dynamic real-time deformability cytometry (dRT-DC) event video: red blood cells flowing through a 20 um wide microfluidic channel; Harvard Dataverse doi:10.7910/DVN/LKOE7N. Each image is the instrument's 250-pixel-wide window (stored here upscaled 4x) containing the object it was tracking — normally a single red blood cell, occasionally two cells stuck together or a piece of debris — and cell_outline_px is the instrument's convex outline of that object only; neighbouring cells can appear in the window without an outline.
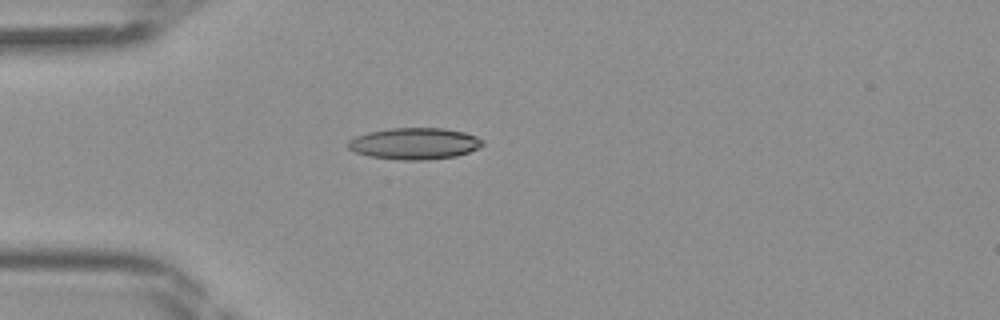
{"species": "Egyptian fruit bat (a non-hibernating species)", "species_latin": "Rousettus aegyptiacus", "temperature_condition": "room temperature", "stored_images_in_passage": 33, "camera_frame_rate_fps": 3000, "um_per_image_px": 0.085, "frame": {"image": 1, "passage_image": 1, "time_ms": 0.0, "image_size_px": [1000, 320], "cell_outline_px": [[484, 144], [468, 152], [456, 156], [428, 160], [404, 160], [368, 156], [356, 152], [348, 148], [348, 140], [356, 136], [368, 132], [392, 128], [444, 128], [464, 132], [476, 136], [484, 140]], "centroid_in_image_um": [35.24, 12.2], "position_along_channel_um": 49.8, "area_um2": 24.68}}
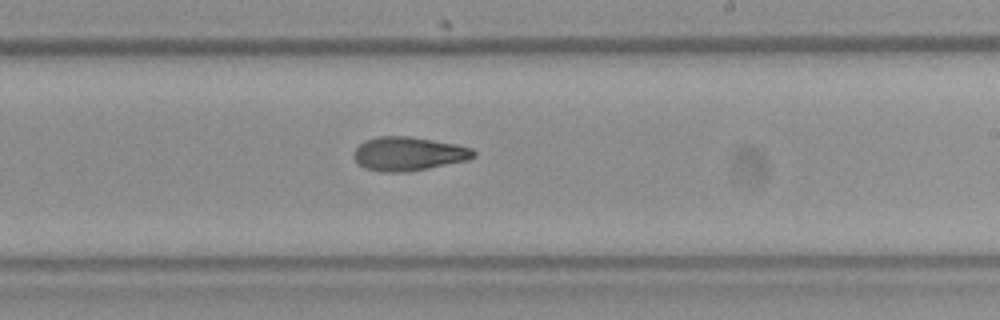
{"frame": {"image": 2, "passage_image": 15, "time_ms": 4.667, "image_size_px": [1000, 320], "cell_outline_px": [[476, 156], [468, 160], [408, 172], [380, 172], [364, 168], [352, 156], [356, 148], [364, 140], [376, 136], [408, 136], [456, 144], [472, 148], [476, 152]], "centroid_in_image_um": [34.71, 13.07], "position_along_channel_um": 254.3, "area_um2": 23.7}}
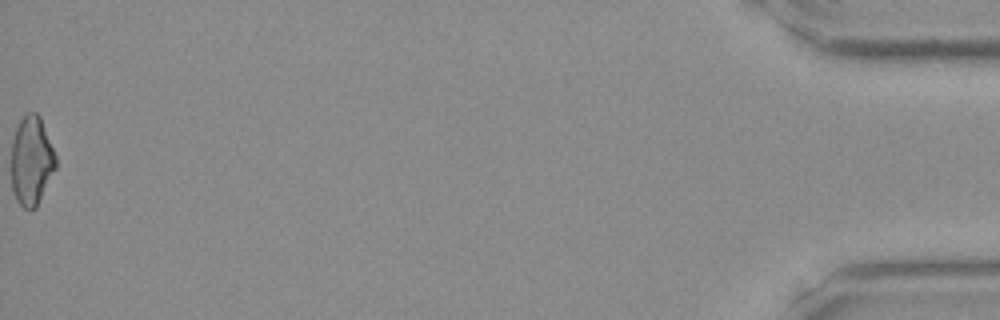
{"frame": {"image": 3, "passage_image": 33, "time_ms": 10.667, "image_size_px": [1000, 320], "cell_outline_px": [[56, 168], [36, 208], [24, 208], [16, 200], [12, 188], [12, 140], [16, 128], [20, 120], [28, 112], [36, 112], [40, 116], [56, 156]], "centroid_in_image_um": [2.68, 13.66], "position_along_channel_um": 432.5, "area_um2": 22.95}}